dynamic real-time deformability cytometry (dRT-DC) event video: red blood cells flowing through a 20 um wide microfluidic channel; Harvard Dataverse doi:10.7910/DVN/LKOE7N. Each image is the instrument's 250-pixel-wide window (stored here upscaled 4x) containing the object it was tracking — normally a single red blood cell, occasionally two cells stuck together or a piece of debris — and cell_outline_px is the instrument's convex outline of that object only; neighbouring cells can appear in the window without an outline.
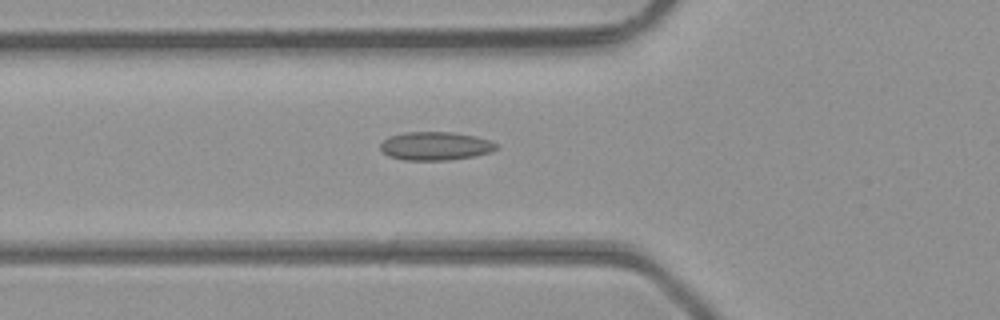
{"species": "common noctule bat (a hibernating species)", "species_latin": "Nyctalus noctula", "temperature_condition": "room temperature", "stored_images_in_passage": 7, "camera_frame_rate_fps": 3000, "um_per_image_px": 0.085, "animal": {"sex": "male", "body_mass_g": 23.1, "forearm_length_mm": 52.7}, "frame": {"image": 1, "passage_image": 7, "time_ms": 2.0, "image_size_px": [1000, 320], "cell_outline_px": [[500, 148], [492, 152], [476, 156], [448, 160], [404, 160], [388, 156], [380, 148], [380, 144], [388, 136], [404, 132], [452, 132], [476, 136], [488, 140], [496, 144]], "centroid_in_image_um": [37.02, 12.41], "position_along_channel_um": 88.8, "area_um2": 19.36}}